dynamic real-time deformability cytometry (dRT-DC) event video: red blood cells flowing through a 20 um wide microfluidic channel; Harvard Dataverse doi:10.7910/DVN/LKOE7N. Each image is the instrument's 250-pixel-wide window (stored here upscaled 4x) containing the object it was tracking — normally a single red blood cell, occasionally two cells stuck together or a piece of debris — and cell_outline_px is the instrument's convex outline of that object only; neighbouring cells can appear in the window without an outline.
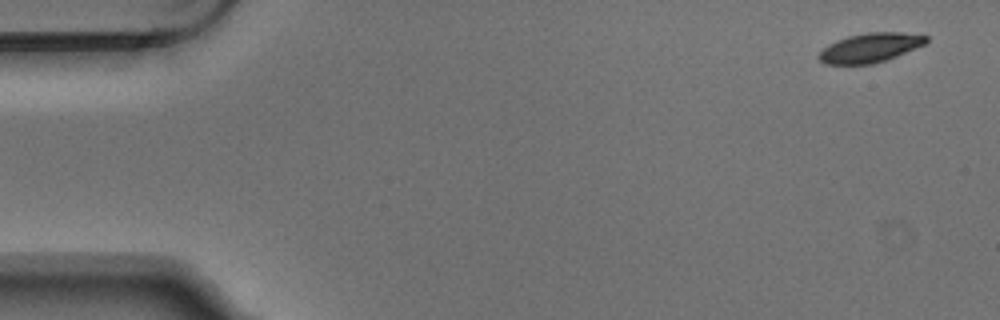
{"species": "Egyptian fruit bat (a non-hibernating species)", "species_latin": "Rousettus aegyptiacus", "temperature_condition": "warm", "stored_images_in_passage": 5, "camera_frame_rate_fps": 3000, "um_per_image_px": 0.085, "animal": {"sex": "male"}, "frame": {"image": 1, "passage_image": 1, "time_ms": 0.0, "image_size_px": [1000, 320], "cell_outline_px": [[928, 40], [924, 44], [896, 56], [872, 64], [824, 64], [816, 56], [828, 44], [836, 40], [848, 36], [868, 32], [900, 32], [928, 36]], "centroid_in_image_um": [73.92, 4.05], "position_along_channel_um": 11.1, "area_um2": 18.15}}
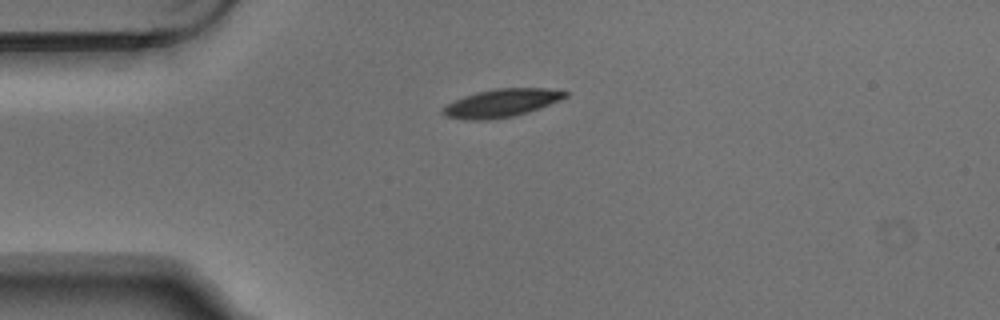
{"frame": {"image": 2, "passage_image": 4, "time_ms": 1.0, "image_size_px": [1000, 320], "cell_outline_px": [[568, 96], [560, 100], [540, 108], [528, 112], [512, 116], [484, 120], [468, 120], [448, 116], [440, 112], [448, 104], [464, 96], [476, 92], [496, 88], [548, 88], [568, 92]], "centroid_in_image_um": [42.66, 8.75], "position_along_channel_um": 42.3, "area_um2": 19.77}}